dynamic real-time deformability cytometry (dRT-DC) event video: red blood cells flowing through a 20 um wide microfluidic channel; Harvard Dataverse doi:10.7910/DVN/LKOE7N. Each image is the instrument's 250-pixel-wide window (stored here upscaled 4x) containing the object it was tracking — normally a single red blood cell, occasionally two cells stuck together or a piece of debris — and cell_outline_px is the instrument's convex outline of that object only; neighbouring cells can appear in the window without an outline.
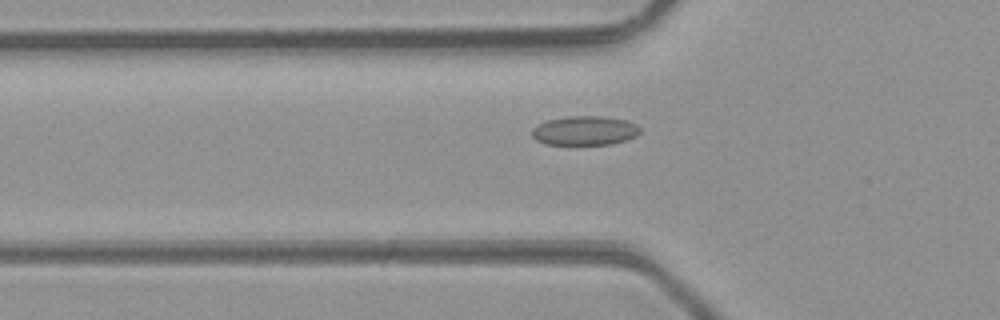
{"species": "common noctule bat (a hibernating species)", "species_latin": "Nyctalus noctula", "temperature_condition": "room temperature", "stored_images_in_passage": 38, "camera_frame_rate_fps": 3000, "um_per_image_px": 0.085, "animal": {"sex": "male", "body_mass_g": 23.1, "forearm_length_mm": 52.7}, "frame": {"image": 1, "passage_image": 6, "time_ms": 1.667, "image_size_px": [1000, 320], "cell_outline_px": [[640, 132], [636, 136], [612, 144], [544, 144], [536, 140], [532, 136], [532, 128], [536, 124], [548, 120], [568, 116], [600, 116], [624, 120], [636, 124], [640, 128]], "centroid_in_image_um": [49.67, 11.1], "position_along_channel_um": 76.1, "area_um2": 18.32}}
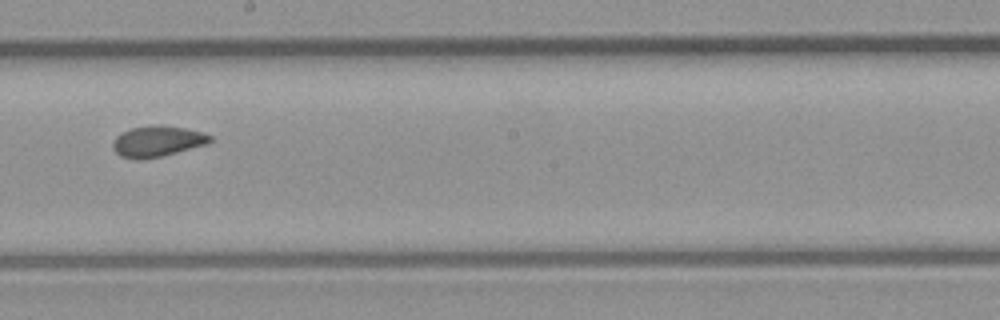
{"frame": {"image": 2, "passage_image": 17, "time_ms": 5.333, "image_size_px": [1000, 320], "cell_outline_px": [[212, 140], [208, 144], [160, 156], [140, 160], [120, 156], [112, 148], [112, 140], [120, 132], [132, 128], [152, 124], [160, 124], [184, 128], [204, 132], [212, 136]], "centroid_in_image_um": [13.36, 11.99], "position_along_channel_um": 234.8, "area_um2": 17.69}}
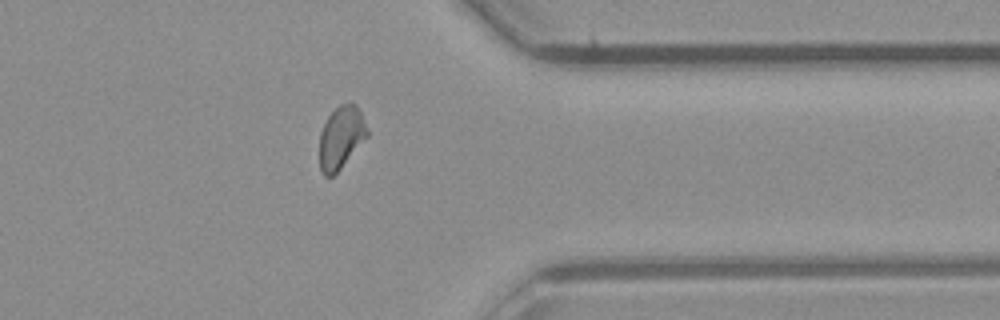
{"frame": {"image": 3, "passage_image": 28, "time_ms": 9.0, "image_size_px": [1000, 320], "cell_outline_px": [[368, 136], [340, 168], [332, 176], [324, 176], [320, 168], [320, 132], [328, 116], [340, 104], [356, 104], [368, 128]], "centroid_in_image_um": [28.99, 11.68], "position_along_channel_um": 382.4, "area_um2": 17.05}, "authors_computed_cell_mechanics": {"area_um2": 17.5712, "velocity_mm_per_s": 4.3028, "shape_relaxation_time_tau1_ms": null, "shape_relaxation_time_tau2_ms": 1.0838, "deformation_change_tau1": null, "deformation_change_tau2": 0.0592}}